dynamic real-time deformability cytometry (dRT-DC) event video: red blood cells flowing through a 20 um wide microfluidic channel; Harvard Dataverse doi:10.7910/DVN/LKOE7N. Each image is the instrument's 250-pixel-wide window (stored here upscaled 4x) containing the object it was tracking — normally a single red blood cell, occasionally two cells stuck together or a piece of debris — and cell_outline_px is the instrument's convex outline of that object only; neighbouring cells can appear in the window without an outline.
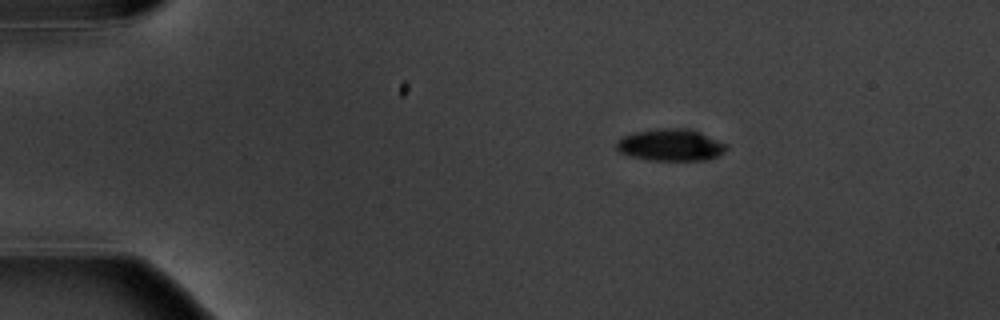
{"species": "common noctule bat (a hibernating species)", "species_latin": "Nyctalus noctula", "temperature_condition": "warm", "stored_images_in_passage": 3, "camera_frame_rate_fps": 3000, "um_per_image_px": 0.085, "animal": {"sex": "male", "body_mass_g": 20.1, "forearm_length_mm": 53.5}, "frame": {"image": 1, "passage_image": 1, "time_ms": 0.0, "image_size_px": [1000, 320], "cell_outline_px": [[728, 148], [724, 152], [708, 160], [648, 160], [628, 156], [620, 152], [616, 148], [616, 140], [624, 136], [636, 132], [664, 128], [688, 128], [700, 132], [728, 144]], "centroid_in_image_um": [57.01, 12.33], "position_along_channel_um": 28.0, "area_um2": 20.52}}